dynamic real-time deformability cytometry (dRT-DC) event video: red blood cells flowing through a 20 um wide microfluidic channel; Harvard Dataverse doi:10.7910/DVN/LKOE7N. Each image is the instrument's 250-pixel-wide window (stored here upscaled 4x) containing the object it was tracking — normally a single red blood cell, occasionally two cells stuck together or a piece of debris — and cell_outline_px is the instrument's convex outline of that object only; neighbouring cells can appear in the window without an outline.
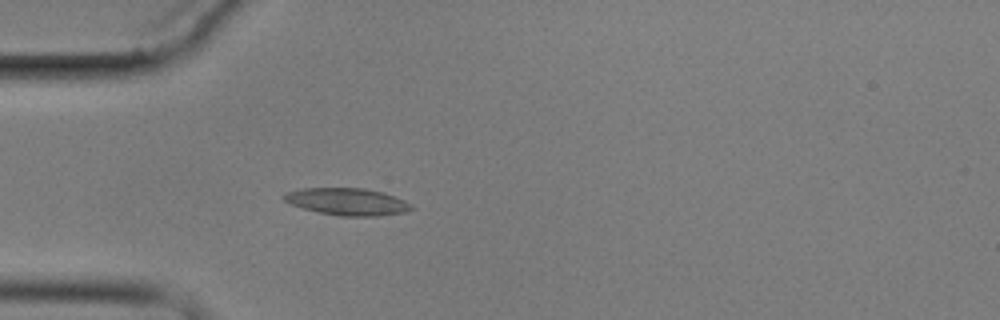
{"species": "common noctule bat (a hibernating species)", "species_latin": "Nyctalus noctula", "temperature_condition": "cold", "stored_images_in_passage": 4, "camera_frame_rate_fps": 3000, "um_per_image_px": 0.085, "animal": {"sex": "male", "body_mass_g": 17.9}, "frame": {"image": 1, "passage_image": 4, "time_ms": 3.667, "image_size_px": [1000, 320], "cell_outline_px": [[416, 208], [404, 212], [380, 216], [340, 216], [320, 212], [304, 208], [292, 204], [284, 200], [280, 196], [288, 192], [304, 188], [364, 188], [380, 192], [404, 200], [412, 204]], "centroid_in_image_um": [29.54, 17.14], "position_along_channel_um": 55.5, "area_um2": 19.94}}